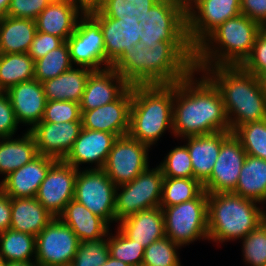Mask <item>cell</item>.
Listing matches in <instances>:
<instances>
[{
	"instance_id": "1",
	"label": "cell",
	"mask_w": 266,
	"mask_h": 266,
	"mask_svg": "<svg viewBox=\"0 0 266 266\" xmlns=\"http://www.w3.org/2000/svg\"><path fill=\"white\" fill-rule=\"evenodd\" d=\"M196 72L174 84L172 133L185 138L230 131L220 91L203 72L197 80Z\"/></svg>"
},
{
	"instance_id": "2",
	"label": "cell",
	"mask_w": 266,
	"mask_h": 266,
	"mask_svg": "<svg viewBox=\"0 0 266 266\" xmlns=\"http://www.w3.org/2000/svg\"><path fill=\"white\" fill-rule=\"evenodd\" d=\"M131 86L175 84L186 78L194 65L171 43L135 45L113 66Z\"/></svg>"
},
{
	"instance_id": "3",
	"label": "cell",
	"mask_w": 266,
	"mask_h": 266,
	"mask_svg": "<svg viewBox=\"0 0 266 266\" xmlns=\"http://www.w3.org/2000/svg\"><path fill=\"white\" fill-rule=\"evenodd\" d=\"M221 93L232 133L237 127L266 119V92L260 79L242 66L195 68Z\"/></svg>"
},
{
	"instance_id": "4",
	"label": "cell",
	"mask_w": 266,
	"mask_h": 266,
	"mask_svg": "<svg viewBox=\"0 0 266 266\" xmlns=\"http://www.w3.org/2000/svg\"><path fill=\"white\" fill-rule=\"evenodd\" d=\"M262 29L242 14L226 20L195 48L194 68L241 66L251 55L255 39Z\"/></svg>"
},
{
	"instance_id": "5",
	"label": "cell",
	"mask_w": 266,
	"mask_h": 266,
	"mask_svg": "<svg viewBox=\"0 0 266 266\" xmlns=\"http://www.w3.org/2000/svg\"><path fill=\"white\" fill-rule=\"evenodd\" d=\"M174 84L132 85L128 135L148 145L173 131Z\"/></svg>"
},
{
	"instance_id": "6",
	"label": "cell",
	"mask_w": 266,
	"mask_h": 266,
	"mask_svg": "<svg viewBox=\"0 0 266 266\" xmlns=\"http://www.w3.org/2000/svg\"><path fill=\"white\" fill-rule=\"evenodd\" d=\"M256 203L233 192L208 194V240L223 243L247 236L266 212Z\"/></svg>"
},
{
	"instance_id": "7",
	"label": "cell",
	"mask_w": 266,
	"mask_h": 266,
	"mask_svg": "<svg viewBox=\"0 0 266 266\" xmlns=\"http://www.w3.org/2000/svg\"><path fill=\"white\" fill-rule=\"evenodd\" d=\"M141 26L140 45L151 47L157 42H171L195 64V49L187 37L186 13L174 0H159L142 16Z\"/></svg>"
},
{
	"instance_id": "8",
	"label": "cell",
	"mask_w": 266,
	"mask_h": 266,
	"mask_svg": "<svg viewBox=\"0 0 266 266\" xmlns=\"http://www.w3.org/2000/svg\"><path fill=\"white\" fill-rule=\"evenodd\" d=\"M164 214L165 236L180 246L198 239L208 240V193L197 198L161 207Z\"/></svg>"
},
{
	"instance_id": "9",
	"label": "cell",
	"mask_w": 266,
	"mask_h": 266,
	"mask_svg": "<svg viewBox=\"0 0 266 266\" xmlns=\"http://www.w3.org/2000/svg\"><path fill=\"white\" fill-rule=\"evenodd\" d=\"M149 168L131 182L117 186L115 197L116 222L142 210L160 206L164 176L159 166Z\"/></svg>"
},
{
	"instance_id": "10",
	"label": "cell",
	"mask_w": 266,
	"mask_h": 266,
	"mask_svg": "<svg viewBox=\"0 0 266 266\" xmlns=\"http://www.w3.org/2000/svg\"><path fill=\"white\" fill-rule=\"evenodd\" d=\"M116 189L103 169L86 167L83 171L78 170L73 199L110 224L116 222Z\"/></svg>"
},
{
	"instance_id": "11",
	"label": "cell",
	"mask_w": 266,
	"mask_h": 266,
	"mask_svg": "<svg viewBox=\"0 0 266 266\" xmlns=\"http://www.w3.org/2000/svg\"><path fill=\"white\" fill-rule=\"evenodd\" d=\"M149 148L129 135L118 137L102 169L116 186L131 182L149 167Z\"/></svg>"
},
{
	"instance_id": "12",
	"label": "cell",
	"mask_w": 266,
	"mask_h": 266,
	"mask_svg": "<svg viewBox=\"0 0 266 266\" xmlns=\"http://www.w3.org/2000/svg\"><path fill=\"white\" fill-rule=\"evenodd\" d=\"M66 42L72 63L91 70L106 69L103 33L100 24L89 13L80 16L74 33Z\"/></svg>"
},
{
	"instance_id": "13",
	"label": "cell",
	"mask_w": 266,
	"mask_h": 266,
	"mask_svg": "<svg viewBox=\"0 0 266 266\" xmlns=\"http://www.w3.org/2000/svg\"><path fill=\"white\" fill-rule=\"evenodd\" d=\"M80 241L71 228L58 217L36 236L35 262L39 266L70 265Z\"/></svg>"
},
{
	"instance_id": "14",
	"label": "cell",
	"mask_w": 266,
	"mask_h": 266,
	"mask_svg": "<svg viewBox=\"0 0 266 266\" xmlns=\"http://www.w3.org/2000/svg\"><path fill=\"white\" fill-rule=\"evenodd\" d=\"M241 0H200L187 17V37L195 49L214 29L241 14ZM197 11H196V10Z\"/></svg>"
},
{
	"instance_id": "15",
	"label": "cell",
	"mask_w": 266,
	"mask_h": 266,
	"mask_svg": "<svg viewBox=\"0 0 266 266\" xmlns=\"http://www.w3.org/2000/svg\"><path fill=\"white\" fill-rule=\"evenodd\" d=\"M88 13L100 24L103 33L106 68L112 67L131 46L140 44L143 28L137 16L115 19L105 16L99 9Z\"/></svg>"
},
{
	"instance_id": "16",
	"label": "cell",
	"mask_w": 266,
	"mask_h": 266,
	"mask_svg": "<svg viewBox=\"0 0 266 266\" xmlns=\"http://www.w3.org/2000/svg\"><path fill=\"white\" fill-rule=\"evenodd\" d=\"M78 169L64 160H56L42 181L36 199L54 217H58L74 198Z\"/></svg>"
},
{
	"instance_id": "17",
	"label": "cell",
	"mask_w": 266,
	"mask_h": 266,
	"mask_svg": "<svg viewBox=\"0 0 266 266\" xmlns=\"http://www.w3.org/2000/svg\"><path fill=\"white\" fill-rule=\"evenodd\" d=\"M246 155L240 141L231 133L221 144L211 176L203 184L204 191L208 194L233 192Z\"/></svg>"
},
{
	"instance_id": "18",
	"label": "cell",
	"mask_w": 266,
	"mask_h": 266,
	"mask_svg": "<svg viewBox=\"0 0 266 266\" xmlns=\"http://www.w3.org/2000/svg\"><path fill=\"white\" fill-rule=\"evenodd\" d=\"M82 129V121L39 122L28 131L32 134L39 155L63 160Z\"/></svg>"
},
{
	"instance_id": "19",
	"label": "cell",
	"mask_w": 266,
	"mask_h": 266,
	"mask_svg": "<svg viewBox=\"0 0 266 266\" xmlns=\"http://www.w3.org/2000/svg\"><path fill=\"white\" fill-rule=\"evenodd\" d=\"M132 86L117 100L93 110L81 111L82 128L115 134L128 135Z\"/></svg>"
},
{
	"instance_id": "20",
	"label": "cell",
	"mask_w": 266,
	"mask_h": 266,
	"mask_svg": "<svg viewBox=\"0 0 266 266\" xmlns=\"http://www.w3.org/2000/svg\"><path fill=\"white\" fill-rule=\"evenodd\" d=\"M131 85L112 67L93 70L80 101L81 111L96 109L117 100Z\"/></svg>"
},
{
	"instance_id": "21",
	"label": "cell",
	"mask_w": 266,
	"mask_h": 266,
	"mask_svg": "<svg viewBox=\"0 0 266 266\" xmlns=\"http://www.w3.org/2000/svg\"><path fill=\"white\" fill-rule=\"evenodd\" d=\"M117 138L115 134L82 128L63 160L78 170L85 163H95L94 169H102Z\"/></svg>"
},
{
	"instance_id": "22",
	"label": "cell",
	"mask_w": 266,
	"mask_h": 266,
	"mask_svg": "<svg viewBox=\"0 0 266 266\" xmlns=\"http://www.w3.org/2000/svg\"><path fill=\"white\" fill-rule=\"evenodd\" d=\"M55 161L56 159L49 156L38 155L5 177L0 182V190L11 198L36 197L42 181Z\"/></svg>"
},
{
	"instance_id": "23",
	"label": "cell",
	"mask_w": 266,
	"mask_h": 266,
	"mask_svg": "<svg viewBox=\"0 0 266 266\" xmlns=\"http://www.w3.org/2000/svg\"><path fill=\"white\" fill-rule=\"evenodd\" d=\"M16 120L20 124L31 125L42 121L47 103L42 83L33 79L12 86L6 91Z\"/></svg>"
},
{
	"instance_id": "24",
	"label": "cell",
	"mask_w": 266,
	"mask_h": 266,
	"mask_svg": "<svg viewBox=\"0 0 266 266\" xmlns=\"http://www.w3.org/2000/svg\"><path fill=\"white\" fill-rule=\"evenodd\" d=\"M83 13L73 0H53L37 16V31L57 36L65 42L74 33Z\"/></svg>"
},
{
	"instance_id": "25",
	"label": "cell",
	"mask_w": 266,
	"mask_h": 266,
	"mask_svg": "<svg viewBox=\"0 0 266 266\" xmlns=\"http://www.w3.org/2000/svg\"><path fill=\"white\" fill-rule=\"evenodd\" d=\"M231 134L220 131L213 134L185 137L186 147L193 166V178L202 185L210 178L213 166L219 156L222 142Z\"/></svg>"
},
{
	"instance_id": "26",
	"label": "cell",
	"mask_w": 266,
	"mask_h": 266,
	"mask_svg": "<svg viewBox=\"0 0 266 266\" xmlns=\"http://www.w3.org/2000/svg\"><path fill=\"white\" fill-rule=\"evenodd\" d=\"M118 223V228L130 240L144 248L165 237L164 214L160 206L142 210Z\"/></svg>"
},
{
	"instance_id": "27",
	"label": "cell",
	"mask_w": 266,
	"mask_h": 266,
	"mask_svg": "<svg viewBox=\"0 0 266 266\" xmlns=\"http://www.w3.org/2000/svg\"><path fill=\"white\" fill-rule=\"evenodd\" d=\"M58 218L71 228L80 242L99 240L110 232V225L103 218L74 199L65 206Z\"/></svg>"
},
{
	"instance_id": "28",
	"label": "cell",
	"mask_w": 266,
	"mask_h": 266,
	"mask_svg": "<svg viewBox=\"0 0 266 266\" xmlns=\"http://www.w3.org/2000/svg\"><path fill=\"white\" fill-rule=\"evenodd\" d=\"M54 218L35 198H11L10 229L37 236Z\"/></svg>"
},
{
	"instance_id": "29",
	"label": "cell",
	"mask_w": 266,
	"mask_h": 266,
	"mask_svg": "<svg viewBox=\"0 0 266 266\" xmlns=\"http://www.w3.org/2000/svg\"><path fill=\"white\" fill-rule=\"evenodd\" d=\"M93 70L74 66L59 76L42 83L47 101H74L80 103L87 79Z\"/></svg>"
},
{
	"instance_id": "30",
	"label": "cell",
	"mask_w": 266,
	"mask_h": 266,
	"mask_svg": "<svg viewBox=\"0 0 266 266\" xmlns=\"http://www.w3.org/2000/svg\"><path fill=\"white\" fill-rule=\"evenodd\" d=\"M36 31L34 20L8 16L0 19V54L27 53Z\"/></svg>"
},
{
	"instance_id": "31",
	"label": "cell",
	"mask_w": 266,
	"mask_h": 266,
	"mask_svg": "<svg viewBox=\"0 0 266 266\" xmlns=\"http://www.w3.org/2000/svg\"><path fill=\"white\" fill-rule=\"evenodd\" d=\"M38 155L35 140L28 130L22 138H0V174L7 177Z\"/></svg>"
},
{
	"instance_id": "32",
	"label": "cell",
	"mask_w": 266,
	"mask_h": 266,
	"mask_svg": "<svg viewBox=\"0 0 266 266\" xmlns=\"http://www.w3.org/2000/svg\"><path fill=\"white\" fill-rule=\"evenodd\" d=\"M233 193L256 201H266V160L246 155Z\"/></svg>"
},
{
	"instance_id": "33",
	"label": "cell",
	"mask_w": 266,
	"mask_h": 266,
	"mask_svg": "<svg viewBox=\"0 0 266 266\" xmlns=\"http://www.w3.org/2000/svg\"><path fill=\"white\" fill-rule=\"evenodd\" d=\"M35 61L27 53L0 54V91L34 79Z\"/></svg>"
},
{
	"instance_id": "34",
	"label": "cell",
	"mask_w": 266,
	"mask_h": 266,
	"mask_svg": "<svg viewBox=\"0 0 266 266\" xmlns=\"http://www.w3.org/2000/svg\"><path fill=\"white\" fill-rule=\"evenodd\" d=\"M0 257L6 262L35 261L36 236L12 229L0 233Z\"/></svg>"
},
{
	"instance_id": "35",
	"label": "cell",
	"mask_w": 266,
	"mask_h": 266,
	"mask_svg": "<svg viewBox=\"0 0 266 266\" xmlns=\"http://www.w3.org/2000/svg\"><path fill=\"white\" fill-rule=\"evenodd\" d=\"M204 191L195 178L164 177L160 207H170L197 198Z\"/></svg>"
},
{
	"instance_id": "36",
	"label": "cell",
	"mask_w": 266,
	"mask_h": 266,
	"mask_svg": "<svg viewBox=\"0 0 266 266\" xmlns=\"http://www.w3.org/2000/svg\"><path fill=\"white\" fill-rule=\"evenodd\" d=\"M73 65L65 41L57 49L48 52L44 57L35 61L34 79L43 83L68 71Z\"/></svg>"
},
{
	"instance_id": "37",
	"label": "cell",
	"mask_w": 266,
	"mask_h": 266,
	"mask_svg": "<svg viewBox=\"0 0 266 266\" xmlns=\"http://www.w3.org/2000/svg\"><path fill=\"white\" fill-rule=\"evenodd\" d=\"M232 133L247 155L266 160V119L241 125Z\"/></svg>"
},
{
	"instance_id": "38",
	"label": "cell",
	"mask_w": 266,
	"mask_h": 266,
	"mask_svg": "<svg viewBox=\"0 0 266 266\" xmlns=\"http://www.w3.org/2000/svg\"><path fill=\"white\" fill-rule=\"evenodd\" d=\"M117 230L114 236L107 234L110 256L129 266H142L145 248L130 240L119 228Z\"/></svg>"
},
{
	"instance_id": "39",
	"label": "cell",
	"mask_w": 266,
	"mask_h": 266,
	"mask_svg": "<svg viewBox=\"0 0 266 266\" xmlns=\"http://www.w3.org/2000/svg\"><path fill=\"white\" fill-rule=\"evenodd\" d=\"M180 245L164 237L145 248L142 266H181L177 250Z\"/></svg>"
},
{
	"instance_id": "40",
	"label": "cell",
	"mask_w": 266,
	"mask_h": 266,
	"mask_svg": "<svg viewBox=\"0 0 266 266\" xmlns=\"http://www.w3.org/2000/svg\"><path fill=\"white\" fill-rule=\"evenodd\" d=\"M159 0H104L98 8L105 16L122 19L135 15L139 23L142 16L150 10Z\"/></svg>"
},
{
	"instance_id": "41",
	"label": "cell",
	"mask_w": 266,
	"mask_h": 266,
	"mask_svg": "<svg viewBox=\"0 0 266 266\" xmlns=\"http://www.w3.org/2000/svg\"><path fill=\"white\" fill-rule=\"evenodd\" d=\"M107 237L99 240L82 241L76 251L71 266H101L109 256Z\"/></svg>"
},
{
	"instance_id": "42",
	"label": "cell",
	"mask_w": 266,
	"mask_h": 266,
	"mask_svg": "<svg viewBox=\"0 0 266 266\" xmlns=\"http://www.w3.org/2000/svg\"><path fill=\"white\" fill-rule=\"evenodd\" d=\"M158 166L164 177L193 178V166L185 145L171 149Z\"/></svg>"
},
{
	"instance_id": "43",
	"label": "cell",
	"mask_w": 266,
	"mask_h": 266,
	"mask_svg": "<svg viewBox=\"0 0 266 266\" xmlns=\"http://www.w3.org/2000/svg\"><path fill=\"white\" fill-rule=\"evenodd\" d=\"M243 240V258L250 266H266V225L262 222Z\"/></svg>"
},
{
	"instance_id": "44",
	"label": "cell",
	"mask_w": 266,
	"mask_h": 266,
	"mask_svg": "<svg viewBox=\"0 0 266 266\" xmlns=\"http://www.w3.org/2000/svg\"><path fill=\"white\" fill-rule=\"evenodd\" d=\"M80 104L74 101H47L41 122L63 123L81 120Z\"/></svg>"
},
{
	"instance_id": "45",
	"label": "cell",
	"mask_w": 266,
	"mask_h": 266,
	"mask_svg": "<svg viewBox=\"0 0 266 266\" xmlns=\"http://www.w3.org/2000/svg\"><path fill=\"white\" fill-rule=\"evenodd\" d=\"M241 66L257 78L266 72V28L257 35L251 55Z\"/></svg>"
},
{
	"instance_id": "46",
	"label": "cell",
	"mask_w": 266,
	"mask_h": 266,
	"mask_svg": "<svg viewBox=\"0 0 266 266\" xmlns=\"http://www.w3.org/2000/svg\"><path fill=\"white\" fill-rule=\"evenodd\" d=\"M53 0H11L7 11L8 17L36 20L37 16Z\"/></svg>"
},
{
	"instance_id": "47",
	"label": "cell",
	"mask_w": 266,
	"mask_h": 266,
	"mask_svg": "<svg viewBox=\"0 0 266 266\" xmlns=\"http://www.w3.org/2000/svg\"><path fill=\"white\" fill-rule=\"evenodd\" d=\"M64 41L54 35L36 31L27 54L34 60L44 57L48 52L57 49Z\"/></svg>"
},
{
	"instance_id": "48",
	"label": "cell",
	"mask_w": 266,
	"mask_h": 266,
	"mask_svg": "<svg viewBox=\"0 0 266 266\" xmlns=\"http://www.w3.org/2000/svg\"><path fill=\"white\" fill-rule=\"evenodd\" d=\"M18 124L7 93L0 91V138L12 137Z\"/></svg>"
},
{
	"instance_id": "49",
	"label": "cell",
	"mask_w": 266,
	"mask_h": 266,
	"mask_svg": "<svg viewBox=\"0 0 266 266\" xmlns=\"http://www.w3.org/2000/svg\"><path fill=\"white\" fill-rule=\"evenodd\" d=\"M241 14L266 28V0H241Z\"/></svg>"
},
{
	"instance_id": "50",
	"label": "cell",
	"mask_w": 266,
	"mask_h": 266,
	"mask_svg": "<svg viewBox=\"0 0 266 266\" xmlns=\"http://www.w3.org/2000/svg\"><path fill=\"white\" fill-rule=\"evenodd\" d=\"M11 226V197L0 190V233Z\"/></svg>"
},
{
	"instance_id": "51",
	"label": "cell",
	"mask_w": 266,
	"mask_h": 266,
	"mask_svg": "<svg viewBox=\"0 0 266 266\" xmlns=\"http://www.w3.org/2000/svg\"><path fill=\"white\" fill-rule=\"evenodd\" d=\"M85 13L98 9L104 0H73Z\"/></svg>"
},
{
	"instance_id": "52",
	"label": "cell",
	"mask_w": 266,
	"mask_h": 266,
	"mask_svg": "<svg viewBox=\"0 0 266 266\" xmlns=\"http://www.w3.org/2000/svg\"><path fill=\"white\" fill-rule=\"evenodd\" d=\"M176 4L185 12L191 10V8L196 5L200 0H174Z\"/></svg>"
},
{
	"instance_id": "53",
	"label": "cell",
	"mask_w": 266,
	"mask_h": 266,
	"mask_svg": "<svg viewBox=\"0 0 266 266\" xmlns=\"http://www.w3.org/2000/svg\"><path fill=\"white\" fill-rule=\"evenodd\" d=\"M11 0H0V19L7 16V11L10 6Z\"/></svg>"
},
{
	"instance_id": "54",
	"label": "cell",
	"mask_w": 266,
	"mask_h": 266,
	"mask_svg": "<svg viewBox=\"0 0 266 266\" xmlns=\"http://www.w3.org/2000/svg\"><path fill=\"white\" fill-rule=\"evenodd\" d=\"M101 266H129V265L124 263L123 261L117 260L116 258L109 256L108 260Z\"/></svg>"
},
{
	"instance_id": "55",
	"label": "cell",
	"mask_w": 266,
	"mask_h": 266,
	"mask_svg": "<svg viewBox=\"0 0 266 266\" xmlns=\"http://www.w3.org/2000/svg\"><path fill=\"white\" fill-rule=\"evenodd\" d=\"M6 266H39L35 261L30 262H6Z\"/></svg>"
},
{
	"instance_id": "56",
	"label": "cell",
	"mask_w": 266,
	"mask_h": 266,
	"mask_svg": "<svg viewBox=\"0 0 266 266\" xmlns=\"http://www.w3.org/2000/svg\"><path fill=\"white\" fill-rule=\"evenodd\" d=\"M259 79H260V82H261V85H262L263 89H264L265 92H266V72L263 73V74L259 77Z\"/></svg>"
},
{
	"instance_id": "57",
	"label": "cell",
	"mask_w": 266,
	"mask_h": 266,
	"mask_svg": "<svg viewBox=\"0 0 266 266\" xmlns=\"http://www.w3.org/2000/svg\"><path fill=\"white\" fill-rule=\"evenodd\" d=\"M0 266H6V261L0 257Z\"/></svg>"
},
{
	"instance_id": "58",
	"label": "cell",
	"mask_w": 266,
	"mask_h": 266,
	"mask_svg": "<svg viewBox=\"0 0 266 266\" xmlns=\"http://www.w3.org/2000/svg\"><path fill=\"white\" fill-rule=\"evenodd\" d=\"M263 223L266 225V213L264 212Z\"/></svg>"
}]
</instances>
